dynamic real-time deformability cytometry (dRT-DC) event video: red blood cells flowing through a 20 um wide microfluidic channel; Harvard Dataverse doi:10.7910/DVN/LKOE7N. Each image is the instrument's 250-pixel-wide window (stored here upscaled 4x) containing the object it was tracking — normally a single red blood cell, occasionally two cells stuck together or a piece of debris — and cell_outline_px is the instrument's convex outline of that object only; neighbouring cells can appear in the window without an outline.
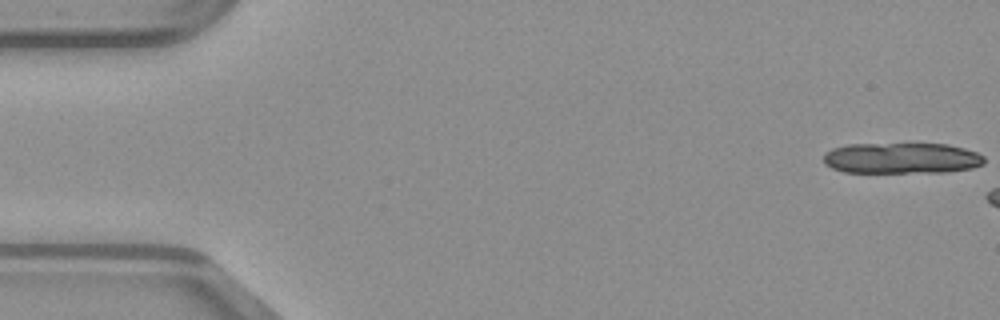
{"species": "common noctule bat (a hibernating species)", "species_latin": "Nyctalus noctula", "temperature_condition": "warm", "stored_images_in_passage": 8, "camera_frame_rate_fps": 3000, "um_per_image_px": 0.085, "animal": {"sex": "male", "body_mass_g": 23.1, "forearm_length_mm": 52.7}, "frame": {"image": 1, "passage_image": 1, "time_ms": 0.0, "image_size_px": [1000, 320], "cell_outline_px": [[984, 164], [972, 168], [948, 172], [844, 172], [832, 168], [824, 164], [824, 152], [832, 148], [848, 144], [948, 144], [964, 148], [976, 152], [984, 156]], "centroid_in_image_um": [76.63, 13.44], "position_along_channel_um": 8.4, "area_um2": 29.07}}